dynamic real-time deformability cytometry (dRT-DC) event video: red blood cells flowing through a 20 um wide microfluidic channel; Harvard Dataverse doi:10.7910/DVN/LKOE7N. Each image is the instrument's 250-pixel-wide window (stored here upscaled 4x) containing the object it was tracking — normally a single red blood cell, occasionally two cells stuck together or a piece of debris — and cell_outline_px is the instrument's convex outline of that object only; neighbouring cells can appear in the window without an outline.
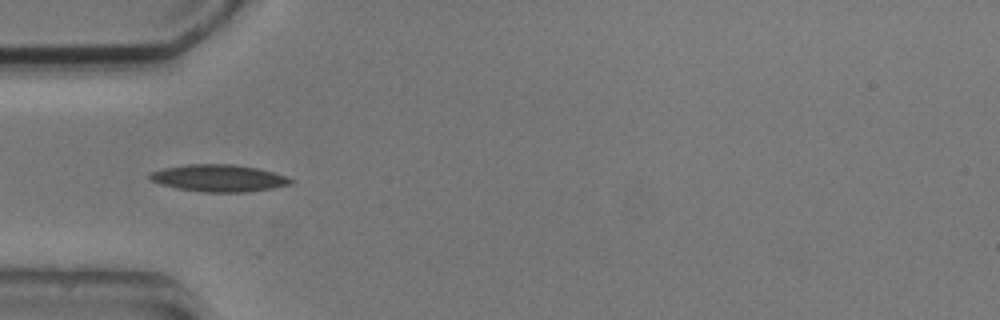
{"species": "common noctule bat (a hibernating species)", "species_latin": "Nyctalus noctula", "temperature_condition": "cold", "stored_images_in_passage": 1, "camera_frame_rate_fps": 3000, "um_per_image_px": 0.085, "animal": {"sex": "male", "body_mass_g": 20.5, "forearm_length_mm": 52.5}, "frame": {"image": 1, "passage_image": 1, "time_ms": 0.0, "image_size_px": [1000, 320], "cell_outline_px": [[292, 184], [272, 188], [244, 192], [204, 192], [176, 188], [160, 184], [152, 180], [148, 176], [152, 172], [164, 168], [188, 164], [232, 164], [256, 168], [272, 172], [284, 176], [292, 180]], "centroid_in_image_um": [18.57, 15.14], "position_along_channel_um": 66.4, "area_um2": 21.91}}